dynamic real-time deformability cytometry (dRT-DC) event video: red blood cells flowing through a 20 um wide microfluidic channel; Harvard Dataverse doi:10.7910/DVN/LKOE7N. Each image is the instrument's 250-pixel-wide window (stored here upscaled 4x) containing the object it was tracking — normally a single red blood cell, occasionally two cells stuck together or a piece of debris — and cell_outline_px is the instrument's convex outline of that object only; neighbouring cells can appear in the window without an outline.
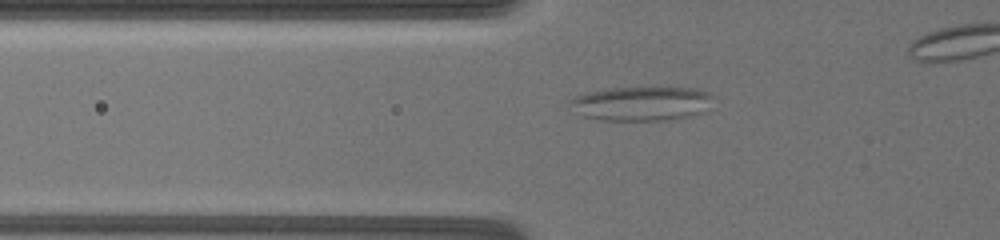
{"species": "common noctule bat (a hibernating species)", "species_latin": "Nyctalus noctula", "temperature_condition": "warm", "stored_images_in_passage": 34, "camera_frame_rate_fps": 3000, "um_per_image_px": 0.085, "animal": {"sex": "female", "body_mass_g": 19.5, "forearm_length_mm": 54.1}, "frame": {"image": 1, "passage_image": 20, "time_ms": 5.667, "image_size_px": [1000, 240], "cell_outline_px": [[716, 96], [708, 108], [692, 116], [660, 120], [600, 120], [580, 116], [568, 104], [568, 100], [584, 92], [608, 88], [696, 88], [708, 92]], "centroid_in_image_um": [54.49, 8.8], "position_along_channel_um": 71.3, "area_um2": 28.84}}
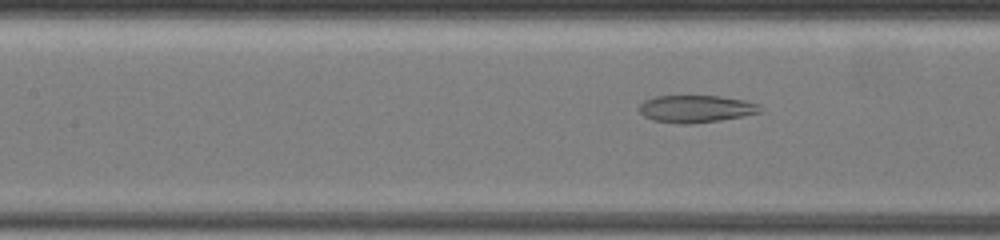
{"frame": {"image": 2, "passage_image": 29, "time_ms": 8.0, "image_size_px": [1000, 240], "cell_outline_px": [[760, 112], [744, 116], [720, 120], [688, 124], [680, 124], [652, 120], [644, 116], [636, 108], [644, 100], [652, 96], [720, 96], [744, 100], [760, 104]], "centroid_in_image_um": [59.11, 9.24], "position_along_channel_um": 148.3, "area_um2": 19.36}}
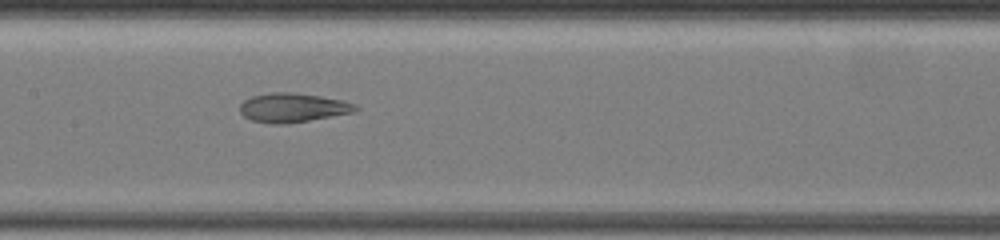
{"frame": {"image": 3, "passage_image": 33, "time_ms": 9.0, "image_size_px": [1000, 240], "cell_outline_px": [[360, 108], [352, 112], [308, 120], [284, 124], [276, 124], [252, 120], [244, 116], [240, 112], [240, 104], [244, 100], [252, 96], [272, 92], [296, 92], [344, 100], [356, 104]], "centroid_in_image_um": [24.88, 9.13], "position_along_channel_um": 182.5, "area_um2": 19.48}}